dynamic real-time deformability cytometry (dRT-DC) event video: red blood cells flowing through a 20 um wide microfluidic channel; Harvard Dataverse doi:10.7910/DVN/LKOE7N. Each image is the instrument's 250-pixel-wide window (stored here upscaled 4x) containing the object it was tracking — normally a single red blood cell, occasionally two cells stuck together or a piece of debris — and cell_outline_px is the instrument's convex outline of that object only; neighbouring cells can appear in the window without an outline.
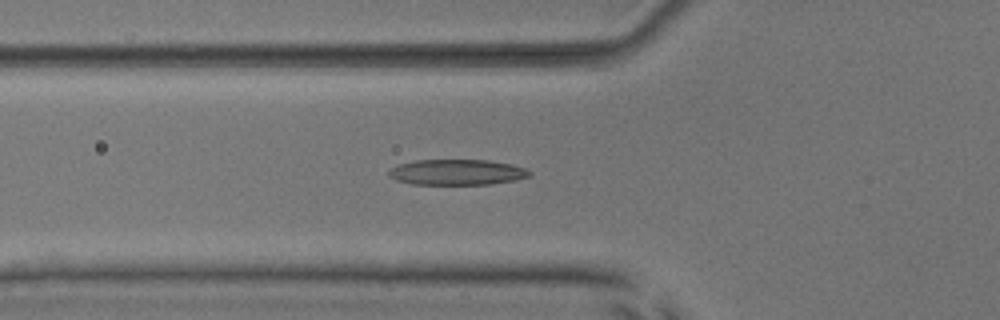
{"species": "common noctule bat (a hibernating species)", "species_latin": "Nyctalus noctula", "temperature_condition": "room temperature", "stored_images_in_passage": 41, "camera_frame_rate_fps": 3000, "um_per_image_px": 0.085, "animal": {"sex": "male", "body_mass_g": 17.9, "forearm_length_mm": 54.2}, "frame": {"image": 1, "passage_image": 7, "time_ms": 2.0, "image_size_px": [1000, 320], "cell_outline_px": [[532, 176], [516, 180], [488, 184], [412, 184], [396, 180], [388, 176], [388, 172], [396, 164], [416, 160], [488, 160], [512, 164], [524, 168], [532, 172]], "centroid_in_image_um": [38.84, 14.63], "position_along_channel_um": 87.0, "area_um2": 21.1}}
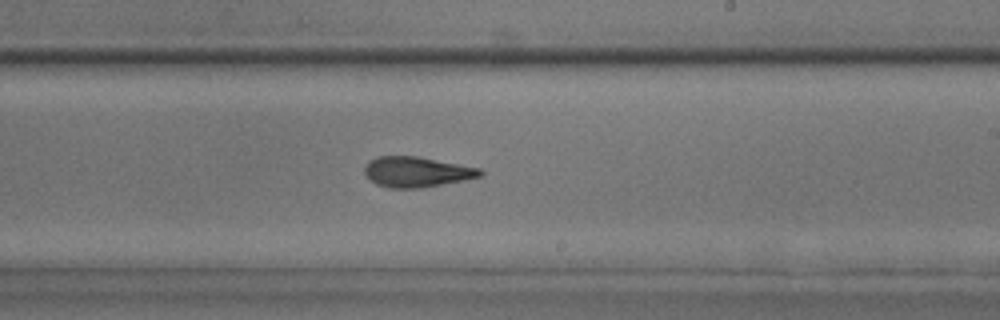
{"frame": {"image": 2, "passage_image": 20, "time_ms": 6.333, "image_size_px": [1000, 320], "cell_outline_px": [[484, 176], [464, 180], [420, 188], [388, 188], [376, 184], [364, 172], [364, 168], [368, 160], [376, 156], [420, 156], [480, 168], [484, 172]], "centroid_in_image_um": [35.43, 14.6], "position_along_channel_um": 253.6, "area_um2": 20.63}}
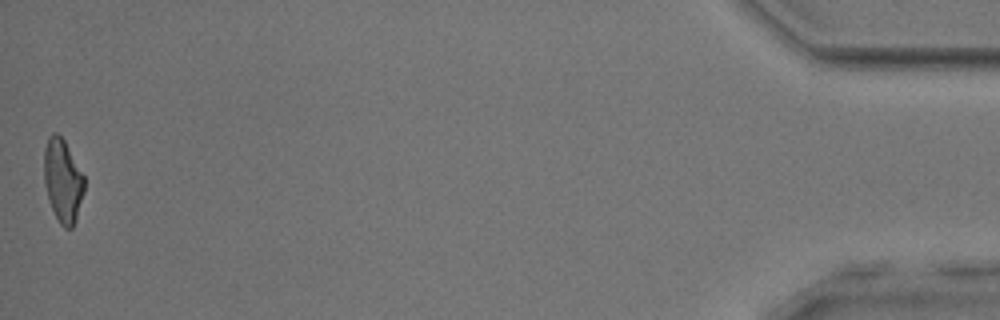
{"frame": {"image": 3, "passage_image": 41, "time_ms": 13.333, "image_size_px": [1000, 320], "cell_outline_px": [[84, 192], [76, 220], [72, 228], [64, 228], [60, 224], [48, 200], [44, 184], [44, 148], [48, 136], [52, 132], [56, 132], [64, 140], [84, 176]], "centroid_in_image_um": [5.32, 15.35], "position_along_channel_um": 429.9, "area_um2": 19.54}, "authors_computed_cell_mechanics": {"area_um2": 20.1144, "velocity_mm_per_s": 3.8463, "shape_relaxation_time_tau1_ms": 3.3012, "shape_relaxation_time_tau2_ms": 2.4928, "deformation_change_tau1": 0.1482, "deformation_change_tau2": 0.1283}}